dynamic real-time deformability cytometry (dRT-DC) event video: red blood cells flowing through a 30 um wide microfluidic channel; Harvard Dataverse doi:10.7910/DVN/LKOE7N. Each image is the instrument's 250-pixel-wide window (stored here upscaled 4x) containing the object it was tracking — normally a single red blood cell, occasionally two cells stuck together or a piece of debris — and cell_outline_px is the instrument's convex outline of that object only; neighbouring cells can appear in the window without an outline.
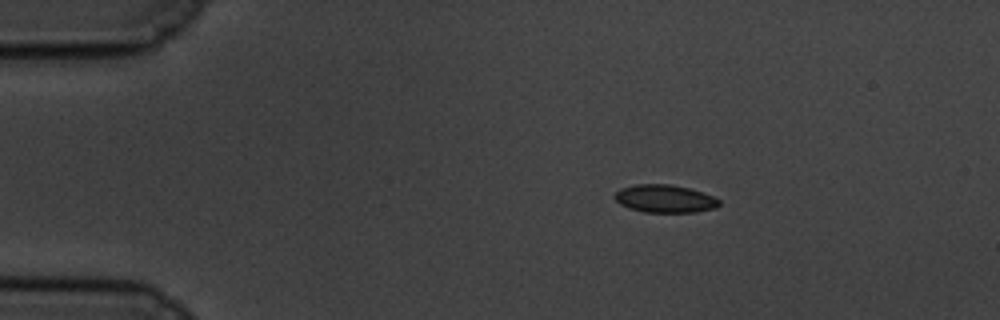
{"species": "common noctule bat (a hibernating species)", "species_latin": "Nyctalus noctula", "temperature_condition": "cold", "stored_images_in_passage": 49, "camera_frame_rate_fps": 3000, "um_per_image_px": 0.085, "animal": {"sex": "male", "body_mass_g": 19.5, "forearm_length_mm": 54.6}, "frame": {"image": 1, "passage_image": 1, "time_ms": 0.0, "image_size_px": [1000, 320], "cell_outline_px": [[720, 204], [716, 208], [696, 212], [644, 212], [628, 208], [620, 204], [612, 196], [620, 188], [636, 184], [668, 184], [688, 188], [712, 196], [720, 200]], "centroid_in_image_um": [56.48, 16.89], "position_along_channel_um": 28.5, "area_um2": 16.94}}
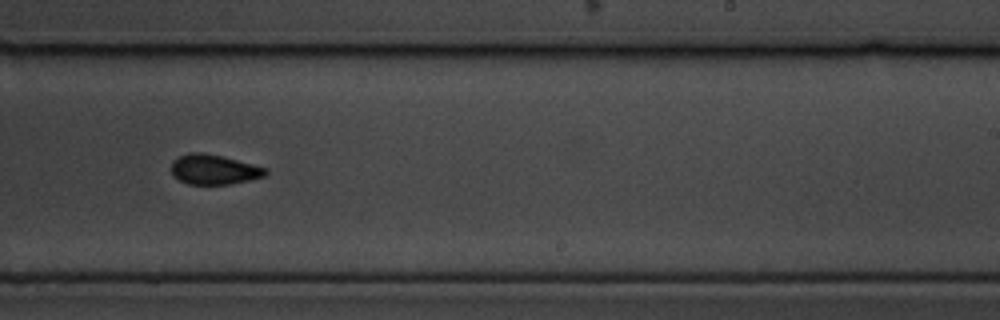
{"frame": {"image": 2, "passage_image": 27, "time_ms": 8.667, "image_size_px": [1000, 320], "cell_outline_px": [[268, 172], [264, 176], [248, 180], [228, 184], [188, 184], [172, 176], [172, 160], [188, 152], [204, 152], [268, 168]], "centroid_in_image_um": [18.16, 14.4], "position_along_channel_um": 270.8, "area_um2": 16.3}}
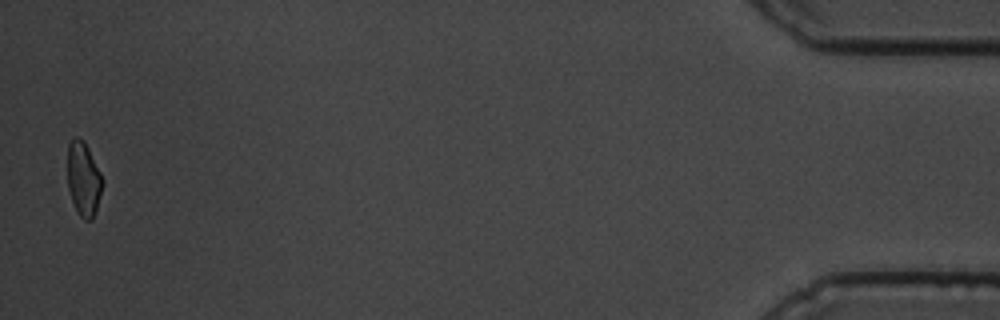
{"frame": {"image": 3, "passage_image": 48, "time_ms": 15.667, "image_size_px": [1000, 320], "cell_outline_px": [[100, 192], [96, 208], [92, 220], [84, 220], [76, 212], [68, 188], [68, 144], [76, 136], [80, 136], [84, 140], [100, 172]], "centroid_in_image_um": [7.06, 15.19], "position_along_channel_um": 428.1, "area_um2": 14.68}, "authors_computed_cell_mechanics": {"area_um2": 16.473, "velocity_mm_per_s": 3.4959, "shape_relaxation_time_tau1_ms": 2.9584, "shape_relaxation_time_tau2_ms": 6.0228, "deformation_change_tau1": 0.0698, "deformation_change_tau2": 0.0641}}